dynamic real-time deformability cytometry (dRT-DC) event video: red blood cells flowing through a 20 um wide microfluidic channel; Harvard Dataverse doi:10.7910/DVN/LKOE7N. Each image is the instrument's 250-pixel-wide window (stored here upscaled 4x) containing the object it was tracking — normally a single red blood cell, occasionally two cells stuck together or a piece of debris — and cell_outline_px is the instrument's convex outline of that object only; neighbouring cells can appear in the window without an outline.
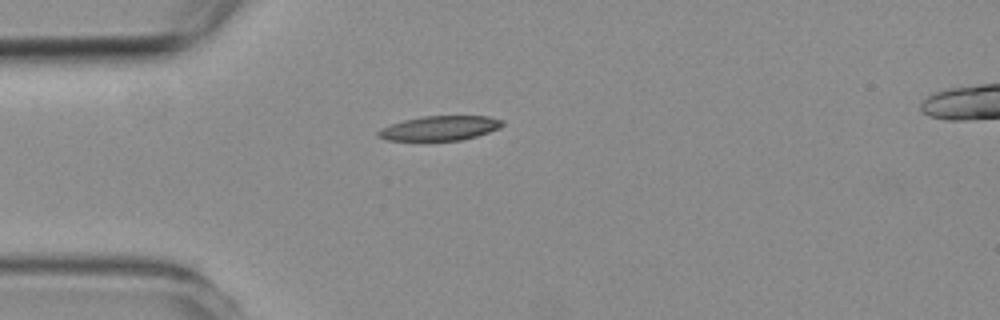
{"species": "common noctule bat (a hibernating species)", "species_latin": "Nyctalus noctula", "temperature_condition": "room temperature", "stored_images_in_passage": 3, "camera_frame_rate_fps": 3000, "um_per_image_px": 0.085, "animal": {"sex": "female", "body_mass_g": 19.3, "forearm_length_mm": 54.1}, "frame": {"image": 1, "passage_image": 1, "time_ms": 0.0, "image_size_px": [1000, 320], "cell_outline_px": [[504, 124], [500, 128], [476, 136], [460, 140], [388, 140], [376, 136], [376, 132], [380, 128], [404, 120], [424, 116], [488, 116], [504, 120]], "centroid_in_image_um": [37.39, 10.89], "position_along_channel_um": 47.6, "area_um2": 17.69}}